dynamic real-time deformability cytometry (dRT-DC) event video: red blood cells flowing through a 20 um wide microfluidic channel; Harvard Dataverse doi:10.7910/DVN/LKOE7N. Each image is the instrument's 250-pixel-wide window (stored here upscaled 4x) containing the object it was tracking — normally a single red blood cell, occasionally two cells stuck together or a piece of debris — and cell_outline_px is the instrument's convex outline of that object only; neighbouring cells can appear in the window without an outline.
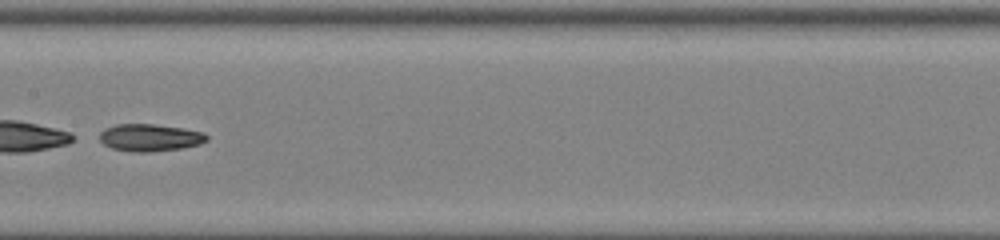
{"species": "common noctule bat (a hibernating species)", "species_latin": "Nyctalus noctula", "temperature_condition": "room temperature", "stored_images_in_passage": 52, "segment_of_instrument_passage": [2, 2], "camera_frame_rate_fps": 3000, "um_per_image_px": 0.085, "animal": {"sex": "female", "body_mass_g": 22.0, "forearm_length_mm": 56.7}, "frame": {"image": 1, "passage_image": 30, "time_ms": 9.667, "image_size_px": [1000, 240], "cell_outline_px": [[208, 140], [200, 144], [184, 148], [148, 152], [132, 152], [112, 148], [104, 144], [100, 140], [100, 132], [104, 128], [116, 124], [152, 124], [180, 128], [204, 132], [208, 136]], "centroid_in_image_um": [12.74, 11.7], "position_along_channel_um": 194.7, "area_um2": 17.05}}
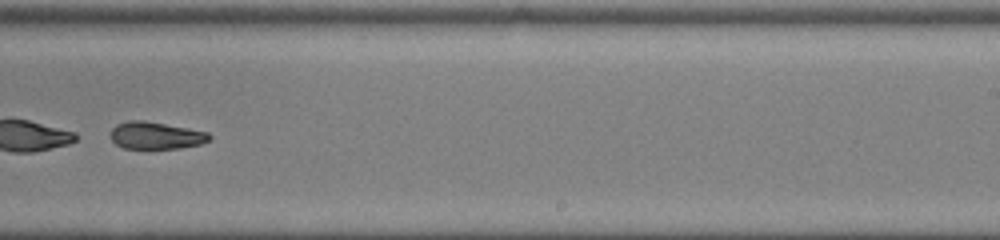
{"frame": {"image": 2, "passage_image": 36, "time_ms": 11.667, "image_size_px": [1000, 240], "cell_outline_px": [[212, 136], [208, 140], [200, 144], [180, 148], [124, 148], [116, 144], [108, 136], [112, 128], [116, 124], [128, 120], [144, 120], [188, 128], [208, 132]], "centroid_in_image_um": [13.21, 11.5], "position_along_channel_um": 275.8, "area_um2": 15.72}}
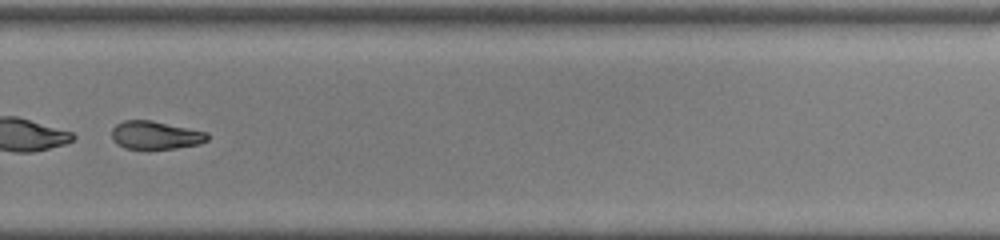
{"frame": {"image": 3, "passage_image": 39, "time_ms": 12.667, "image_size_px": [1000, 240], "cell_outline_px": [[208, 140], [200, 144], [176, 148], [124, 148], [116, 144], [112, 140], [112, 128], [116, 124], [124, 120], [152, 120], [208, 132]], "centroid_in_image_um": [13.21, 11.48], "position_along_channel_um": 316.6, "area_um2": 15.72}}